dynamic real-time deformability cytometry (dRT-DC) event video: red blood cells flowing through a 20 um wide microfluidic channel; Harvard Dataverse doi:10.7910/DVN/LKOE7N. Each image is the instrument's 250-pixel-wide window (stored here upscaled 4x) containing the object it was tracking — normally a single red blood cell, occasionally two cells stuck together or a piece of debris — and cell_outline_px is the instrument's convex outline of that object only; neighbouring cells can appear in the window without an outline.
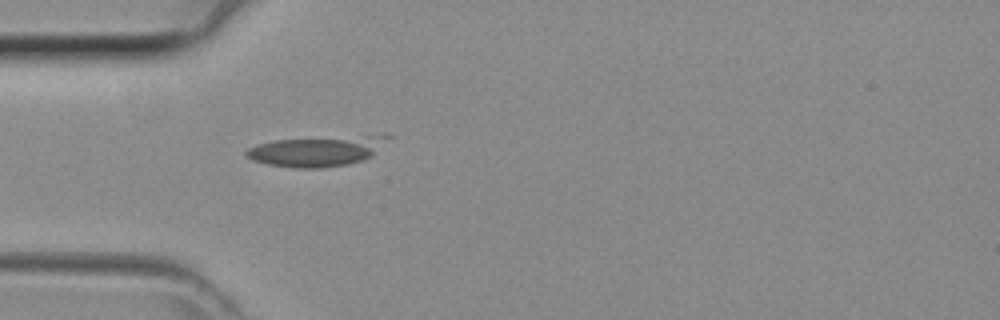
{"species": "common noctule bat (a hibernating species)", "species_latin": "Nyctalus noctula", "temperature_condition": "room temperature", "stored_images_in_passage": 12, "camera_frame_rate_fps": 3000, "um_per_image_px": 0.085, "animal": {"sex": "female", "body_mass_g": 29.2, "forearm_length_mm": 56.3}, "frame": {"image": 1, "passage_image": 1, "time_ms": 0.0, "image_size_px": [1000, 320], "cell_outline_px": [[392, 136], [372, 156], [364, 160], [348, 164], [320, 168], [296, 168], [268, 164], [252, 160], [244, 152], [248, 148], [260, 144], [276, 140], [384, 132]], "centroid_in_image_um": [27.09, 12.79], "position_along_channel_um": 57.9, "area_um2": 25.72}}
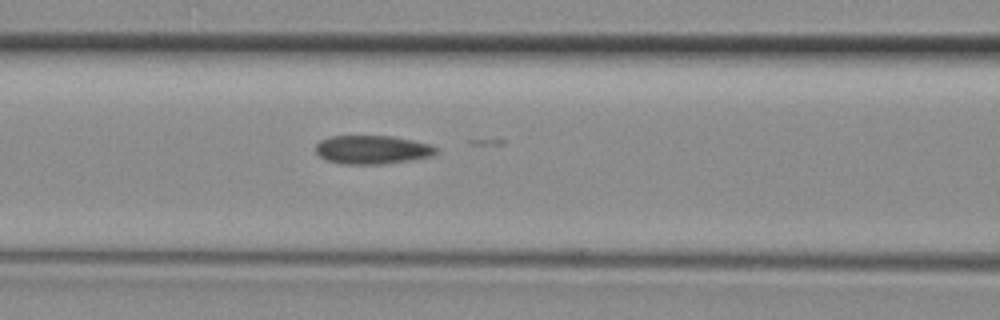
{"frame": {"image": 2, "passage_image": 6, "time_ms": 1.667, "image_size_px": [1000, 320], "cell_outline_px": [[436, 152], [432, 156], [384, 164], [340, 164], [328, 160], [320, 156], [316, 152], [316, 144], [320, 140], [332, 136], [392, 136], [412, 140], [428, 144], [436, 148]], "centroid_in_image_um": [31.61, 12.72], "position_along_channel_um": 135.0, "area_um2": 19.88}}
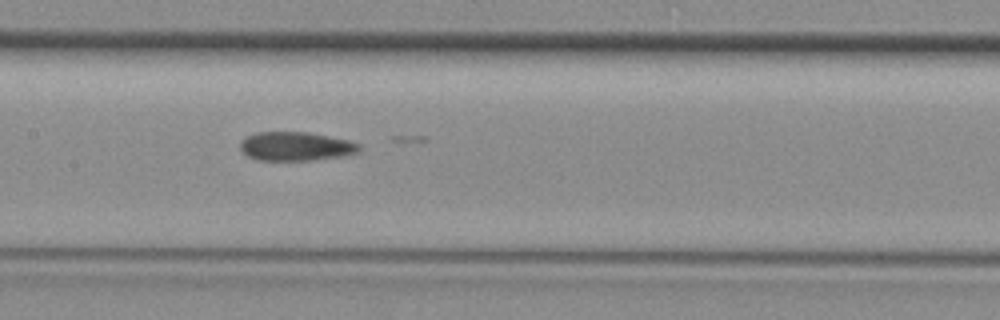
{"frame": {"image": 3, "passage_image": 9, "time_ms": 2.667, "image_size_px": [1000, 320], "cell_outline_px": [[360, 152], [340, 156], [308, 160], [256, 160], [248, 156], [240, 148], [240, 140], [256, 132], [308, 132], [352, 140], [360, 144]], "centroid_in_image_um": [25.16, 12.43], "position_along_channel_um": 182.2, "area_um2": 20.06}}